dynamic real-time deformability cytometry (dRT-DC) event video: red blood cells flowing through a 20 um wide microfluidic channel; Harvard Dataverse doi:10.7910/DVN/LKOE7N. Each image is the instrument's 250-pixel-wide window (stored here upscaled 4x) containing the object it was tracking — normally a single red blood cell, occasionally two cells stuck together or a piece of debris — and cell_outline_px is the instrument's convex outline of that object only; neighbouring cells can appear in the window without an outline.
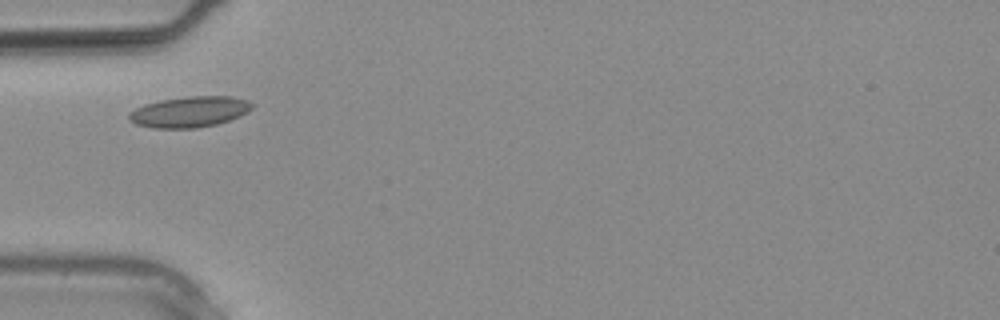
{"species": "common noctule bat (a hibernating species)", "species_latin": "Nyctalus noctula", "temperature_condition": "warm", "stored_images_in_passage": 2, "camera_frame_rate_fps": 3000, "um_per_image_px": 0.085, "animal": {"sex": "male", "body_mass_g": 20.4}, "frame": {"image": 1, "passage_image": 2, "time_ms": 0.333, "image_size_px": [1000, 320], "cell_outline_px": [[256, 104], [248, 112], [240, 116], [216, 124], [196, 128], [152, 128], [136, 124], [128, 120], [128, 112], [144, 104], [160, 100], [188, 96], [232, 96], [248, 100]], "centroid_in_image_um": [16.12, 9.5], "position_along_channel_um": 68.9, "area_um2": 22.31}}